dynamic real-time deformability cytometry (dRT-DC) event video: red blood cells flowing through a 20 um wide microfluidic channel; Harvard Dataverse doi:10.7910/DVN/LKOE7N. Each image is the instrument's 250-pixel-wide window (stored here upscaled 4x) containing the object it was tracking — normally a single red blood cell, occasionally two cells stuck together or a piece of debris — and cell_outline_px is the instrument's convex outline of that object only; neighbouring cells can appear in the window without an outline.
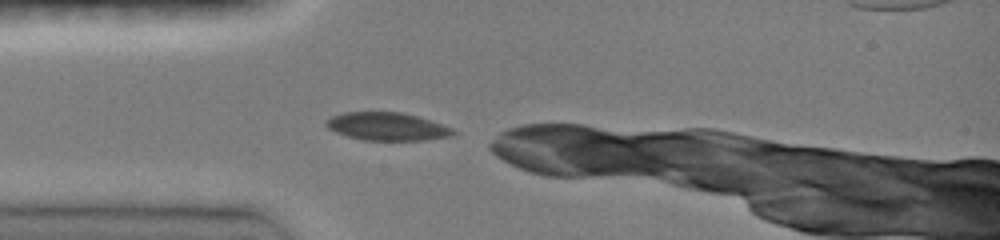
{"species": "common noctule bat (a hibernating species)", "species_latin": "Nyctalus noctula", "temperature_condition": "room temperature", "stored_images_in_passage": 11, "camera_frame_rate_fps": 3000, "um_per_image_px": 0.085, "animal": {"sex": "female", "body_mass_g": 19.0, "forearm_length_mm": 51.5}, "frame": {"image": 1, "passage_image": 1, "time_ms": 0.0, "image_size_px": [1000, 240], "cell_outline_px": [[456, 132], [452, 136], [424, 140], [364, 140], [348, 136], [336, 132], [328, 128], [324, 124], [324, 120], [332, 116], [344, 112], [400, 112], [416, 116], [452, 128]], "centroid_in_image_um": [32.86, 10.75], "position_along_channel_um": 52.1, "area_um2": 20.52}}